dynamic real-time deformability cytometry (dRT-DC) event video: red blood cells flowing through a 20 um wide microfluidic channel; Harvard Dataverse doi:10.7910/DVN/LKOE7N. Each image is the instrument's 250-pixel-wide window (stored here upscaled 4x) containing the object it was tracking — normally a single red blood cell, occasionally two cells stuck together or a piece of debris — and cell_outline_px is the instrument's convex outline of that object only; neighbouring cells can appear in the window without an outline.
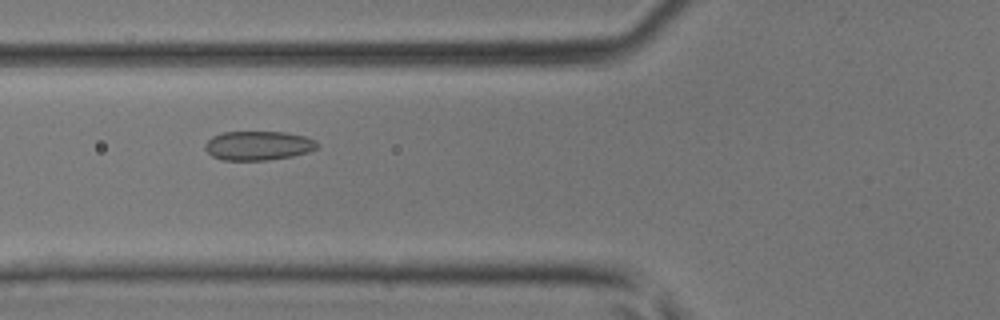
{"species": "common noctule bat (a hibernating species)", "species_latin": "Nyctalus noctula", "temperature_condition": "room temperature", "stored_images_in_passage": 43, "camera_frame_rate_fps": 3000, "um_per_image_px": 0.085, "animal": {"sex": "male", "body_mass_g": 17.9, "forearm_length_mm": 54.2}, "frame": {"image": 1, "passage_image": 17, "time_ms": 5.333, "image_size_px": [1000, 320], "cell_outline_px": [[320, 144], [316, 148], [308, 152], [292, 156], [268, 160], [224, 160], [212, 156], [204, 148], [204, 144], [212, 136], [224, 132], [284, 132], [304, 136], [316, 140]], "centroid_in_image_um": [21.95, 12.37], "position_along_channel_um": 103.8, "area_um2": 19.07}}
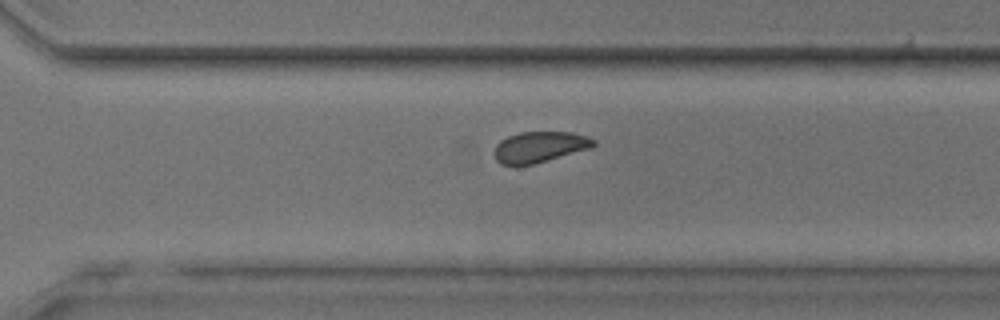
{"frame": {"image": 2, "passage_image": 32, "time_ms": 10.333, "image_size_px": [1000, 320], "cell_outline_px": [[596, 144], [592, 148], [532, 164], [500, 164], [496, 160], [492, 152], [496, 144], [500, 140], [508, 136], [520, 132], [572, 132], [588, 136], [596, 140]], "centroid_in_image_um": [45.87, 12.47], "position_along_channel_um": 324.7, "area_um2": 17.92}}
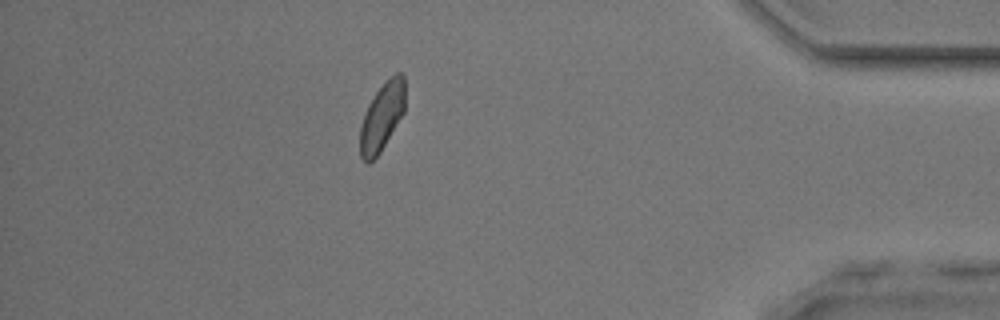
{"frame": {"image": 3, "passage_image": 40, "time_ms": 13.0, "image_size_px": [1000, 320], "cell_outline_px": [[404, 112], [380, 152], [368, 164], [360, 156], [360, 124], [368, 104], [376, 92], [396, 72], [404, 72]], "centroid_in_image_um": [32.46, 9.93], "position_along_channel_um": 402.7, "area_um2": 17.57}}